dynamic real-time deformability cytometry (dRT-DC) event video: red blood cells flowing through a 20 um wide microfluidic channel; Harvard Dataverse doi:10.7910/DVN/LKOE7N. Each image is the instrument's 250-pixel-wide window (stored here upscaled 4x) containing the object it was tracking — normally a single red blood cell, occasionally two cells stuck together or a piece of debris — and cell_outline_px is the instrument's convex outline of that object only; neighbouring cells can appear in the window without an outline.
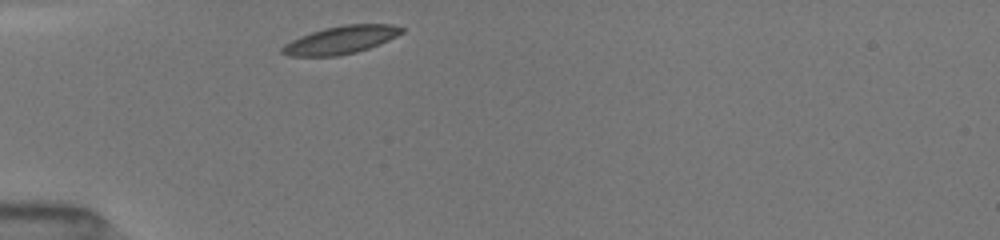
{"species": "common noctule bat (a hibernating species)", "species_latin": "Nyctalus noctula", "temperature_condition": "room temperature", "stored_images_in_passage": 23, "camera_frame_rate_fps": 3000, "um_per_image_px": 0.085, "animal": {"sex": "female", "body_mass_g": 19.5, "forearm_length_mm": 54.1}, "frame": {"image": 1, "passage_image": 1, "time_ms": 0.0, "image_size_px": [1000, 240], "cell_outline_px": [[404, 32], [380, 44], [356, 52], [336, 56], [288, 56], [280, 52], [280, 48], [284, 44], [300, 36], [324, 28], [344, 24], [392, 24], [404, 28]], "centroid_in_image_um": [28.96, 3.39], "position_along_channel_um": 56.0, "area_um2": 19.42}}
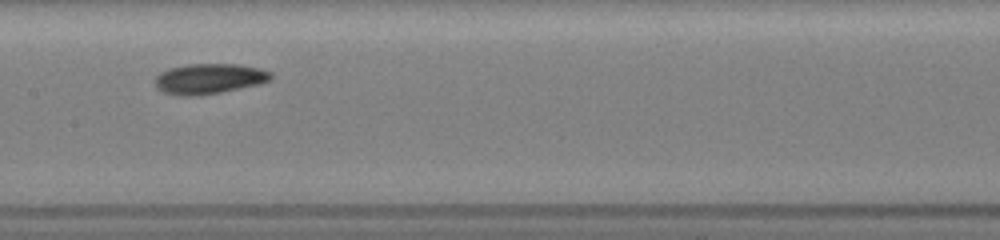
{"frame": {"image": 2, "passage_image": 9, "time_ms": 3.667, "image_size_px": [1000, 240], "cell_outline_px": [[272, 80], [260, 84], [220, 92], [192, 96], [180, 96], [164, 92], [156, 88], [156, 76], [160, 72], [172, 68], [188, 64], [240, 64], [260, 68], [272, 72]], "centroid_in_image_um": [17.82, 6.69], "position_along_channel_um": 189.6, "area_um2": 20.46}}
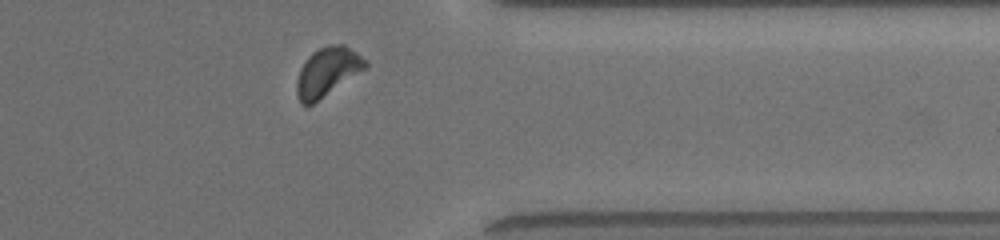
{"frame": {"image": 3, "passage_image": 20, "time_ms": 8.667, "image_size_px": [1000, 240], "cell_outline_px": [[368, 68], [312, 104], [300, 104], [296, 96], [296, 80], [300, 68], [308, 56], [312, 52], [328, 44], [344, 44], [368, 60]], "centroid_in_image_um": [27.84, 6.09], "position_along_channel_um": 383.6, "area_um2": 19.77}, "authors_computed_cell_mechanics": {"area_um2": 19.7676, "velocity_mm_per_s": 4.0085, "shape_relaxation_time_tau1_ms": 2.4753, "shape_relaxation_time_tau2_ms": 6.7787, "deformation_change_tau1": 0.0807, "deformation_change_tau2": 0.1224}}